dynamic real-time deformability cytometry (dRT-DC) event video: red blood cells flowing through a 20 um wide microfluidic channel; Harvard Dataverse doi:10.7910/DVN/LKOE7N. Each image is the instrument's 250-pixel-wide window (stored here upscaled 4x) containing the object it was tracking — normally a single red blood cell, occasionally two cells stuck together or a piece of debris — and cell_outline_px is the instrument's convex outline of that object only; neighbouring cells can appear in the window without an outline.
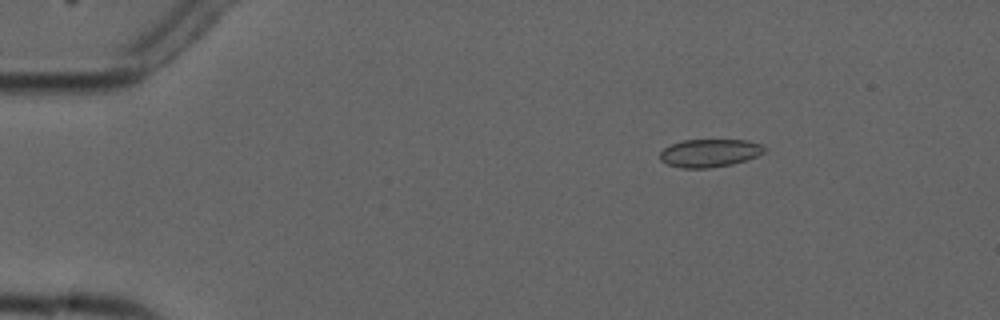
{"species": "common noctule bat (a hibernating species)", "species_latin": "Nyctalus noctula", "temperature_condition": "cold", "stored_images_in_passage": 5, "segment_of_instrument_passage": [1, 2], "camera_frame_rate_fps": 3000, "um_per_image_px": 0.085, "animal": {"sex": "male", "forearm_length_mm": 52.5}, "frame": {"image": 1, "passage_image": 2, "time_ms": 1.333, "image_size_px": [1000, 320], "cell_outline_px": [[768, 152], [732, 164], [708, 168], [680, 168], [668, 164], [660, 160], [660, 152], [664, 148], [672, 144], [684, 140], [748, 140], [760, 144], [768, 148]], "centroid_in_image_um": [60.35, 13.0], "position_along_channel_um": 24.7, "area_um2": 17.05}}